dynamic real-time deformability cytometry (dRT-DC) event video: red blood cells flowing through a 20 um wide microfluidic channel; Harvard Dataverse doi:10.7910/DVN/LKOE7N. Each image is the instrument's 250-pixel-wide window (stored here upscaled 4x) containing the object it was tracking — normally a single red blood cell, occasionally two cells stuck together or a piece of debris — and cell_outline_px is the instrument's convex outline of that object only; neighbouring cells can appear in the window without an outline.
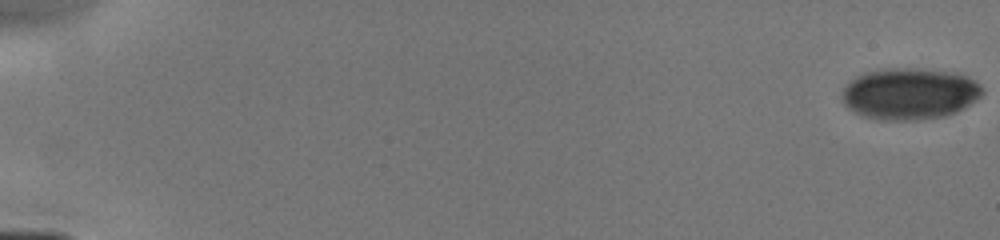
{"species": "human", "species_latin": "Homo sapiens", "temperature_condition": "cold", "stored_images_in_passage": 32, "camera_frame_rate_fps": 3000, "um_per_image_px": 0.085, "donor": {"sex": "male"}, "frame": {"image": 1, "passage_image": 1, "time_ms": 0.0, "image_size_px": [1000, 240], "cell_outline_px": [[984, 92], [976, 100], [964, 108], [956, 112], [944, 116], [916, 120], [880, 120], [864, 116], [848, 108], [844, 104], [844, 88], [856, 76], [864, 72], [884, 68], [916, 68], [948, 72], [968, 76], [976, 80], [984, 88]], "centroid_in_image_um": [77.35, 7.96], "position_along_channel_um": 7.6, "area_um2": 42.08}}
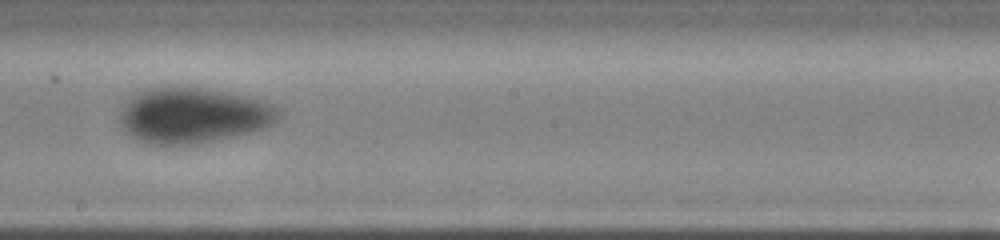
{"frame": {"image": 2, "passage_image": 20, "time_ms": 9.667, "image_size_px": [1000, 240], "cell_outline_px": [[280, 116], [272, 124], [252, 132], [196, 144], [148, 144], [136, 140], [124, 132], [120, 124], [120, 104], [128, 96], [144, 88], [168, 84], [204, 88], [248, 96], [264, 100], [280, 108]], "centroid_in_image_um": [16.32, 9.76], "position_along_channel_um": 231.9, "area_um2": 52.71}}
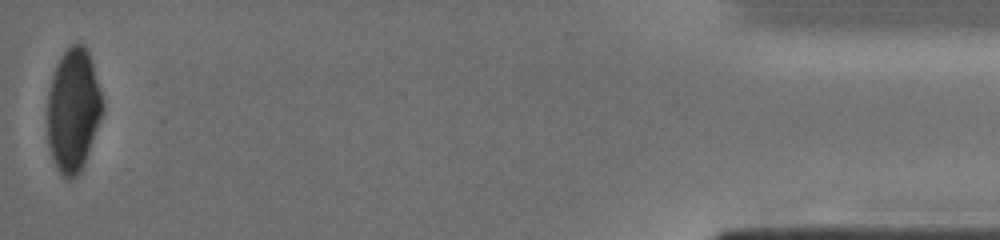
{"frame": {"image": 3, "passage_image": 32, "time_ms": 16.0, "image_size_px": [1000, 240], "cell_outline_px": [[104, 112], [84, 164], [80, 172], [72, 180], [68, 180], [56, 168], [48, 144], [48, 92], [52, 76], [56, 64], [60, 56], [76, 40], [84, 44], [88, 52], [92, 64], [104, 104]], "centroid_in_image_um": [6.23, 9.36], "position_along_channel_um": 429.0, "area_um2": 39.77}}